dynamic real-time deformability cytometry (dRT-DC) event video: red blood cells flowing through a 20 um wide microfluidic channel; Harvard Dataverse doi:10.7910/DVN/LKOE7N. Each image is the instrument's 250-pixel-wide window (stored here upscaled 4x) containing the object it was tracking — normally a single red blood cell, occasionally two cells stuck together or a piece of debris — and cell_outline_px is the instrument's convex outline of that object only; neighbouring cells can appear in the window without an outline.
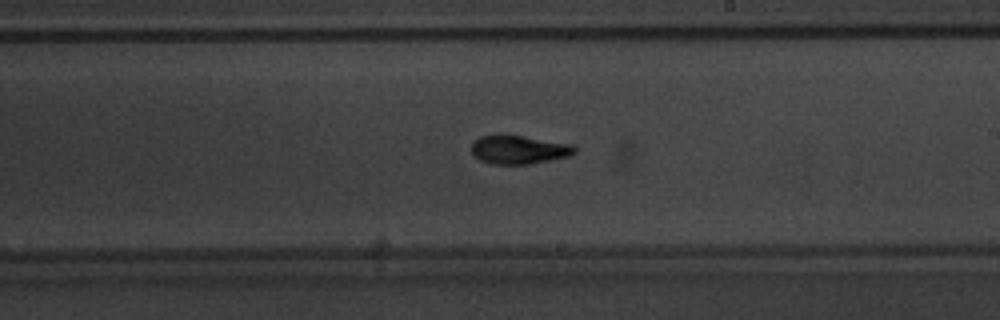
{"species": "common noctule bat (a hibernating species)", "species_latin": "Nyctalus noctula", "temperature_condition": "warm", "stored_images_in_passage": 37, "camera_frame_rate_fps": 3000, "um_per_image_px": 0.085, "animal": {"sex": "male", "body_mass_g": 20.1, "forearm_length_mm": 53.5}, "frame": {"image": 1, "passage_image": 16, "time_ms": 5.0, "image_size_px": [1000, 320], "cell_outline_px": [[576, 152], [572, 156], [552, 160], [528, 164], [492, 164], [480, 160], [472, 156], [472, 144], [480, 136], [500, 132], [572, 144], [576, 148]], "centroid_in_image_um": [44.09, 12.7], "position_along_channel_um": 244.9, "area_um2": 17.74}}
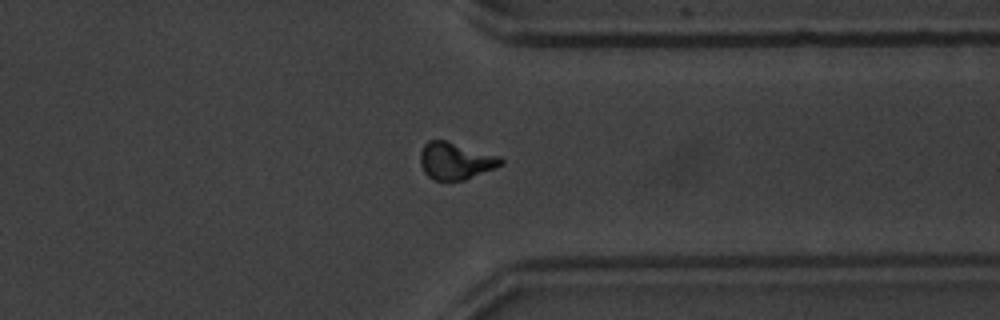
{"frame": {"image": 2, "passage_image": 26, "time_ms": 8.333, "image_size_px": [1000, 320], "cell_outline_px": [[504, 164], [464, 180], [432, 180], [424, 172], [420, 164], [420, 152], [424, 144], [428, 140], [444, 140], [500, 156], [504, 160]], "centroid_in_image_um": [38.7, 13.67], "position_along_channel_um": 372.7, "area_um2": 17.34}}
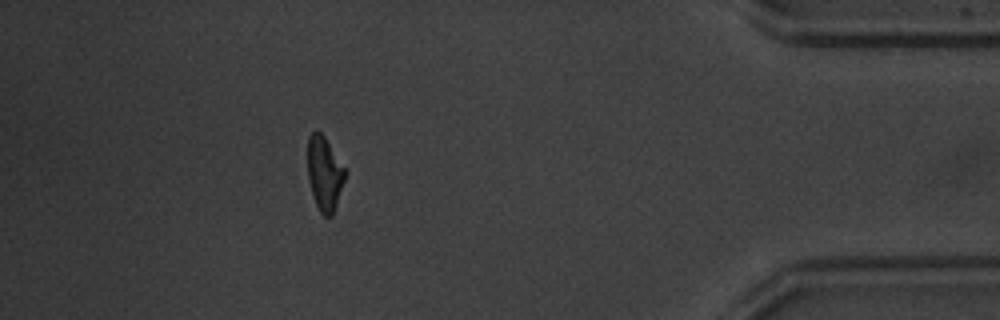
{"frame": {"image": 3, "passage_image": 32, "time_ms": 10.333, "image_size_px": [1000, 320], "cell_outline_px": [[348, 172], [332, 216], [324, 216], [320, 212], [316, 204], [308, 180], [308, 136], [316, 128], [324, 136]], "centroid_in_image_um": [27.6, 14.73], "position_along_channel_um": 407.6, "area_um2": 16.24}, "authors_computed_cell_mechanics": {"area_um2": 16.9354, "velocity_mm_per_s": 3.8596, "shape_relaxation_time_tau1_ms": 3.1879, "shape_relaxation_time_tau2_ms": 2.5478, "deformation_change_tau1": 0.171, "deformation_change_tau2": 0.0984}}